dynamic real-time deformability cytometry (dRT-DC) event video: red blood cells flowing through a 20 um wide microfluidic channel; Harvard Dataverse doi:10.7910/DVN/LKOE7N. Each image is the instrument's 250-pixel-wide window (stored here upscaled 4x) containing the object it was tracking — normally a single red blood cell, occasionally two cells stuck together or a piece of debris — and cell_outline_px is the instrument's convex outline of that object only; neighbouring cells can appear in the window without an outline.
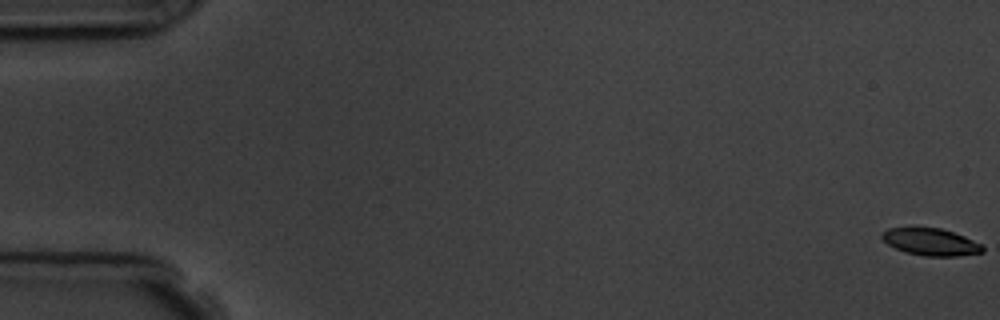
{"species": "common noctule bat (a hibernating species)", "species_latin": "Nyctalus noctula", "temperature_condition": "room temperature", "stored_images_in_passage": 6, "segment_of_instrument_passage": [1, 2], "camera_frame_rate_fps": 3000, "um_per_image_px": 0.085, "animal": {"sex": "male", "body_mass_g": 19.5, "forearm_length_mm": 54.6}, "frame": {"image": 1, "passage_image": 1, "time_ms": 0.0, "image_size_px": [1000, 320], "cell_outline_px": [[984, 252], [956, 256], [924, 256], [904, 252], [888, 244], [880, 236], [888, 228], [912, 224], [916, 224], [940, 228], [964, 236], [980, 244], [984, 248]], "centroid_in_image_um": [79.04, 20.51], "position_along_channel_um": 6.0, "area_um2": 16.47}}
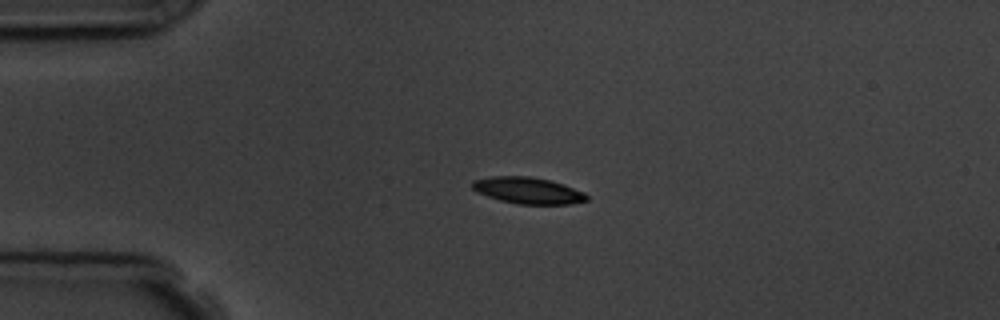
{"frame": {"image": 2, "passage_image": 4, "time_ms": 4.333, "image_size_px": [1000, 320], "cell_outline_px": [[588, 200], [572, 204], [516, 204], [500, 200], [476, 192], [472, 188], [472, 180], [492, 176], [532, 176], [564, 184], [584, 192], [588, 196]], "centroid_in_image_um": [44.87, 16.19], "position_along_channel_um": 40.1, "area_um2": 17.74}}